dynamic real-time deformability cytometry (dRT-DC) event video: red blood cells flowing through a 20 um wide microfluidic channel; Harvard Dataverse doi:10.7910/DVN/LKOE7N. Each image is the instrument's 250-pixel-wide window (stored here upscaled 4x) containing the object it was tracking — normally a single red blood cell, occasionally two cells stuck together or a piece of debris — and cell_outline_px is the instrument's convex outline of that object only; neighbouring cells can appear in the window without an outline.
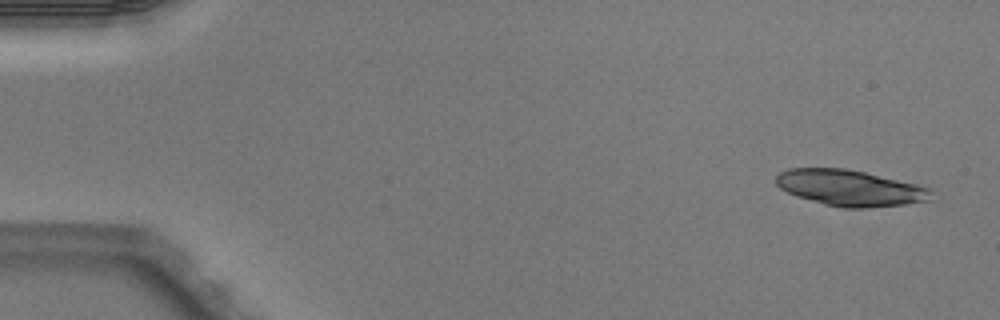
{"species": "Egyptian fruit bat (a non-hibernating species)", "species_latin": "Rousettus aegyptiacus", "temperature_condition": "warm", "stored_images_in_passage": 7, "camera_frame_rate_fps": 3000, "um_per_image_px": 0.085, "animal": {"sex": "male"}, "frame": {"image": 1, "passage_image": 1, "time_ms": 0.0, "image_size_px": [1000, 320], "cell_outline_px": [[932, 192], [928, 200], [904, 204], [864, 208], [844, 208], [824, 204], [796, 196], [780, 188], [776, 184], [776, 176], [780, 172], [788, 168], [844, 168], [864, 172], [916, 184], [932, 188]], "centroid_in_image_um": [72.22, 15.97], "position_along_channel_um": 12.8, "area_um2": 32.31}}
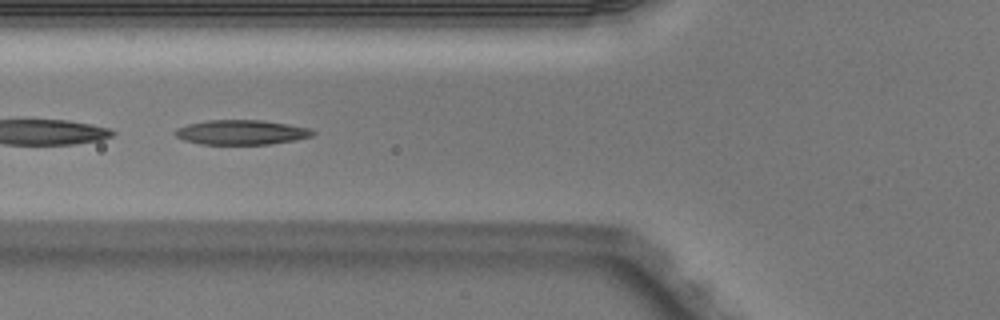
{"frame": {"image": 2, "passage_image": 5, "time_ms": 1.333, "image_size_px": [1000, 320], "cell_outline_px": [[316, 132], [312, 136], [292, 140], [268, 144], [200, 144], [184, 140], [176, 136], [172, 132], [176, 128], [188, 124], [208, 120], [264, 120], [312, 128]], "centroid_in_image_um": [20.5, 11.24], "position_along_channel_um": 105.3, "area_um2": 19.83}}
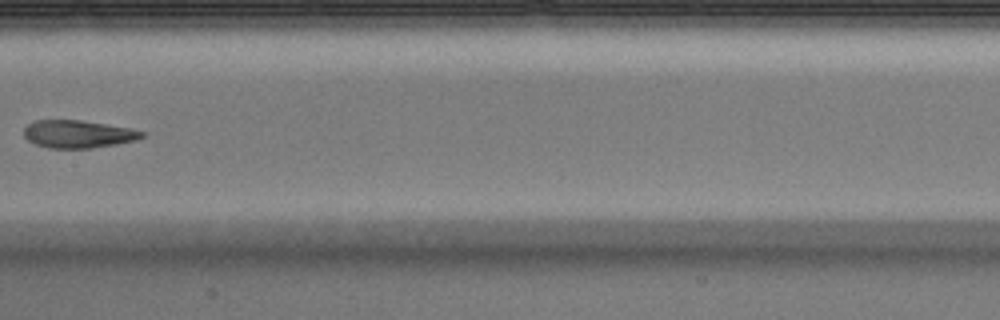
{"frame": {"image": 3, "passage_image": 7, "time_ms": 2.0, "image_size_px": [1000, 320], "cell_outline_px": [[144, 136], [136, 140], [116, 144], [92, 148], [48, 148], [36, 144], [28, 140], [24, 136], [24, 128], [28, 124], [36, 120], [80, 120], [128, 128], [144, 132]], "centroid_in_image_um": [6.6, 11.4], "position_along_channel_um": 200.8, "area_um2": 18.84}}